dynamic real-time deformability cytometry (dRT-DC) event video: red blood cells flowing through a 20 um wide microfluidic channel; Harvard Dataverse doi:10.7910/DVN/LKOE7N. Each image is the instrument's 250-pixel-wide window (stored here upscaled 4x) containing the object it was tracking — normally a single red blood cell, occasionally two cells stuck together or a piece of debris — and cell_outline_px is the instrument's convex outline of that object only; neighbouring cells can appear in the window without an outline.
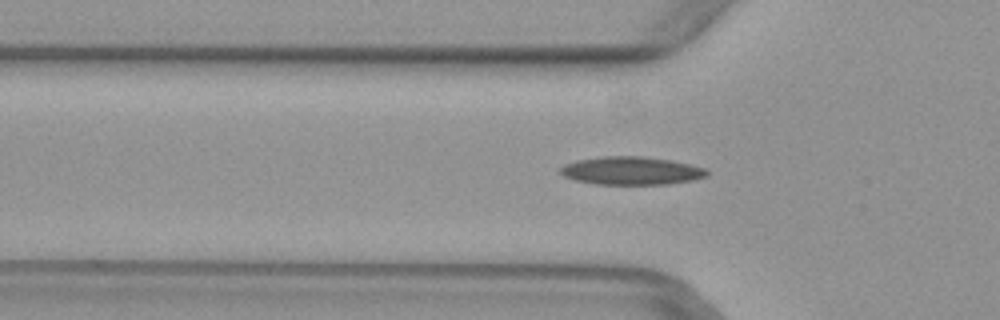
{"species": "common noctule bat (a hibernating species)", "species_latin": "Nyctalus noctula", "temperature_condition": "warm", "stored_images_in_passage": 38, "camera_frame_rate_fps": 3000, "um_per_image_px": 0.085, "animal": {"sex": "female", "body_mass_g": 29.2, "forearm_length_mm": 56.3}, "frame": {"image": 1, "passage_image": 4, "time_ms": 1.0, "image_size_px": [1000, 320], "cell_outline_px": [[708, 176], [692, 180], [668, 184], [596, 184], [576, 180], [564, 176], [560, 172], [560, 168], [564, 164], [576, 160], [604, 156], [640, 156], [672, 160], [704, 168], [708, 172]], "centroid_in_image_um": [53.65, 14.51], "position_along_channel_um": 72.1, "area_um2": 23.87}}
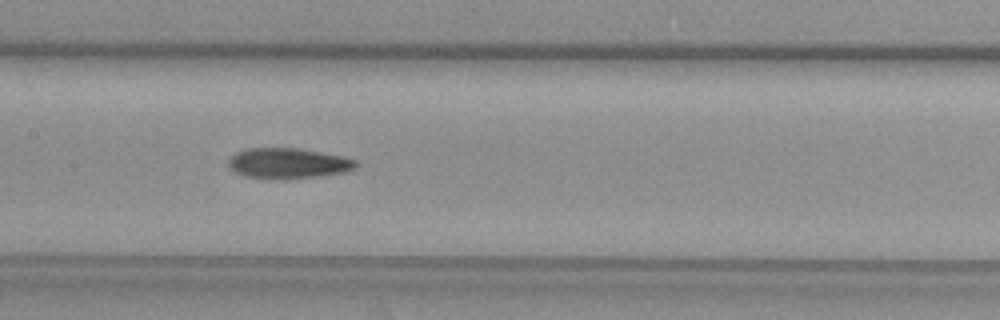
{"frame": {"image": 2, "passage_image": 12, "time_ms": 3.667, "image_size_px": [1000, 320], "cell_outline_px": [[360, 164], [356, 168], [344, 172], [312, 176], [272, 180], [244, 176], [228, 168], [228, 160], [236, 152], [244, 148], [296, 148], [344, 156], [356, 160]], "centroid_in_image_um": [24.46, 13.87], "position_along_channel_um": 182.9, "area_um2": 22.72}}
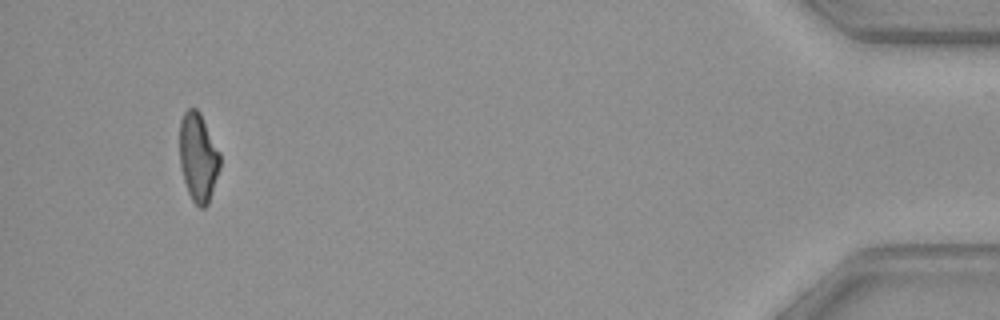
{"frame": {"image": 3, "passage_image": 35, "time_ms": 11.333, "image_size_px": [1000, 320], "cell_outline_px": [[220, 168], [208, 204], [204, 208], [200, 208], [192, 200], [188, 192], [184, 180], [180, 164], [180, 120], [184, 112], [188, 108], [196, 108], [200, 112], [220, 152]], "centroid_in_image_um": [16.85, 13.36], "position_along_channel_um": 418.3, "area_um2": 20.87}}